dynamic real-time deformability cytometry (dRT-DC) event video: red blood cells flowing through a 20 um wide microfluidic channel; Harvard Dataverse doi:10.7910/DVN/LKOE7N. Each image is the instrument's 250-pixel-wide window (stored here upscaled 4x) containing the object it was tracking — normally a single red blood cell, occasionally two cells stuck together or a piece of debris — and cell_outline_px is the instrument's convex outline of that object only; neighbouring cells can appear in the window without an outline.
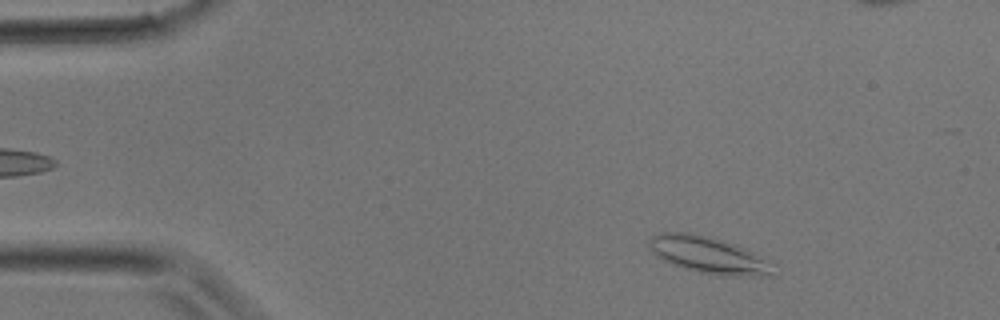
{"species": "common noctule bat (a hibernating species)", "species_latin": "Nyctalus noctula", "temperature_condition": "room temperature", "stored_images_in_passage": 34, "camera_frame_rate_fps": 3000, "um_per_image_px": 0.085, "animal": {"sex": "male", "body_mass_g": 17.9}, "frame": {"image": 1, "passage_image": 3, "time_ms": 0.667, "image_size_px": [1000, 320], "cell_outline_px": [[776, 276], [720, 276], [700, 272], [664, 260], [656, 256], [648, 248], [648, 240], [652, 236], [660, 232], [688, 232], [708, 236], [736, 244], [752, 252], [764, 260]], "centroid_in_image_um": [60.16, 21.66], "position_along_channel_um": 24.8, "area_um2": 26.13}}
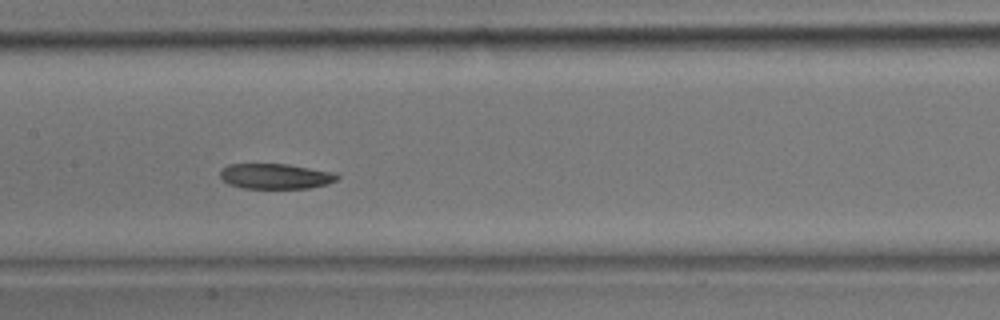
{"frame": {"image": 2, "passage_image": 15, "time_ms": 4.667, "image_size_px": [1000, 320], "cell_outline_px": [[340, 176], [336, 180], [328, 184], [308, 188], [244, 188], [228, 184], [220, 176], [220, 172], [228, 164], [288, 164], [328, 172]], "centroid_in_image_um": [23.38, 14.98], "position_along_channel_um": 184.0, "area_um2": 16.94}}
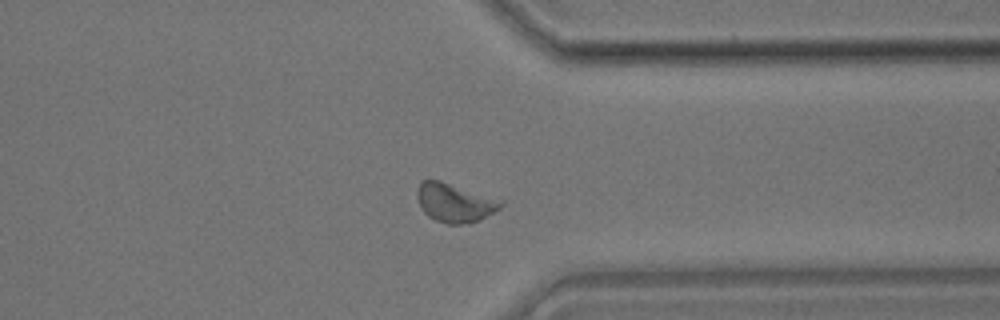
{"frame": {"image": 3, "passage_image": 25, "time_ms": 8.0, "image_size_px": [1000, 320], "cell_outline_px": [[504, 204], [500, 208], [480, 220], [468, 224], [448, 224], [436, 220], [428, 216], [420, 208], [416, 196], [416, 188], [420, 180], [440, 180], [504, 200]], "centroid_in_image_um": [38.63, 17.22], "position_along_channel_um": 372.8, "area_um2": 19.25}}